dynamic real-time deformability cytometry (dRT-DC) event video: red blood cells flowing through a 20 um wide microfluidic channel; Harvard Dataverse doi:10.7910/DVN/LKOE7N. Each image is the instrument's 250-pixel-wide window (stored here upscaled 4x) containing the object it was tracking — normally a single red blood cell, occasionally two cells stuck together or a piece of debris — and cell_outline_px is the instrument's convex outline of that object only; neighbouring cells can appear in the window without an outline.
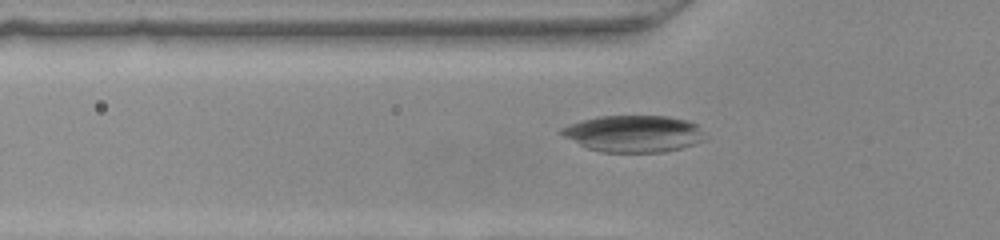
{"species": "common noctule bat (a hibernating species)", "species_latin": "Nyctalus noctula", "temperature_condition": "warm", "stored_images_in_passage": 48, "camera_frame_rate_fps": 3000, "um_per_image_px": 0.085, "animal": {"sex": "female", "body_mass_g": 22.0, "forearm_length_mm": 56.7}, "frame": {"image": 1, "passage_image": 16, "time_ms": 5.0, "image_size_px": [1000, 240], "cell_outline_px": [[704, 140], [696, 144], [664, 152], [600, 152], [588, 148], [564, 136], [560, 132], [560, 128], [584, 120], [600, 116], [668, 116], [688, 120], [700, 124]], "centroid_in_image_um": [53.92, 11.36], "position_along_channel_um": 71.9, "area_um2": 30.63}}
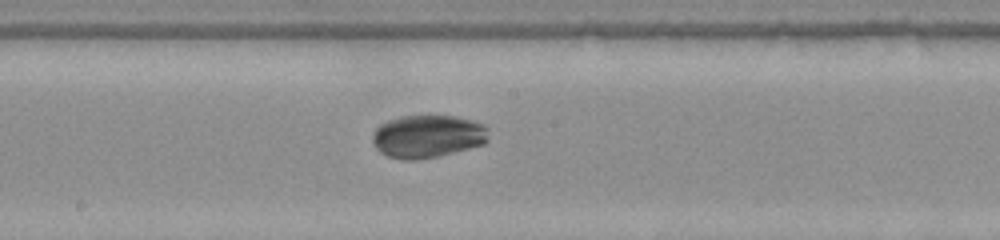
{"frame": {"image": 2, "passage_image": 26, "time_ms": 8.333, "image_size_px": [1000, 240], "cell_outline_px": [[488, 140], [484, 144], [436, 156], [416, 160], [404, 160], [388, 156], [380, 152], [376, 148], [372, 140], [372, 136], [376, 128], [380, 124], [388, 120], [400, 116], [452, 116], [484, 124], [488, 128]], "centroid_in_image_um": [36.32, 11.59], "position_along_channel_um": 211.9, "area_um2": 28.78}}
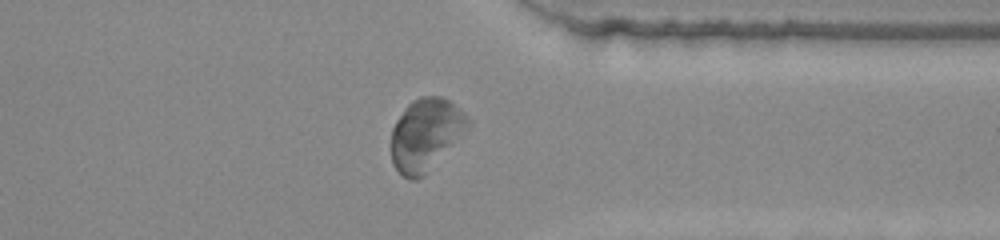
{"frame": {"image": 3, "passage_image": 38, "time_ms": 12.333, "image_size_px": [1000, 240], "cell_outline_px": [[472, 124], [424, 176], [416, 180], [408, 180], [392, 164], [392, 128], [396, 120], [404, 108], [412, 100], [420, 96], [440, 96], [448, 100], [464, 112], [468, 116]], "centroid_in_image_um": [36.19, 11.42], "position_along_channel_um": 375.2, "area_um2": 32.19}}